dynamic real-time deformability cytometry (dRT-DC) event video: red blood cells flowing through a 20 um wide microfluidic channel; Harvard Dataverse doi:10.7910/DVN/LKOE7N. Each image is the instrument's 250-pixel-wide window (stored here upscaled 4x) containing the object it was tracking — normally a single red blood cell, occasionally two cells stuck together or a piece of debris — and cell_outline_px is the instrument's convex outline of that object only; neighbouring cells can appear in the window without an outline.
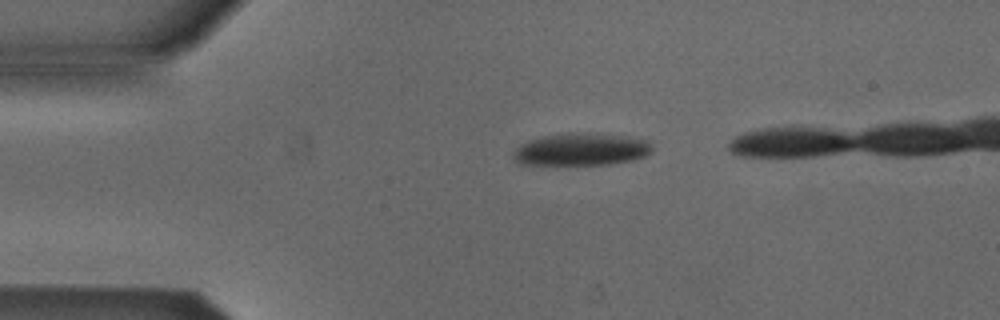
{"species": "Egyptian fruit bat (a non-hibernating species)", "species_latin": "Rousettus aegyptiacus", "temperature_condition": "cold", "stored_images_in_passage": 4, "camera_frame_rate_fps": 3000, "um_per_image_px": 0.085, "animal": {"sex": "male"}, "frame": {"image": 1, "passage_image": 1, "time_ms": 0.0, "image_size_px": [1000, 320], "cell_outline_px": [[652, 152], [644, 156], [632, 160], [608, 164], [520, 164], [512, 156], [512, 152], [520, 144], [528, 140], [544, 136], [628, 136], [644, 140], [652, 148]], "centroid_in_image_um": [49.36, 12.76], "position_along_channel_um": 35.6, "area_um2": 24.68}}